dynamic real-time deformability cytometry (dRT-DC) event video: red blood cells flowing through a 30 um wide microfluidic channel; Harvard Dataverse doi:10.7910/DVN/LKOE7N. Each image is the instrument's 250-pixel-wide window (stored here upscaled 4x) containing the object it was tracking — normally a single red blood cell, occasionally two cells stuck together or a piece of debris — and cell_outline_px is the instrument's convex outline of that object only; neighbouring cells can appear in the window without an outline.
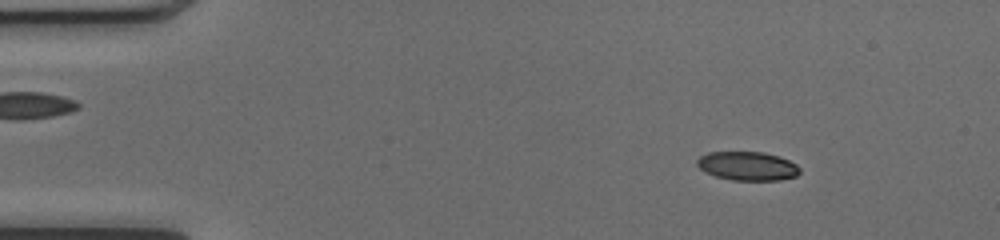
{"species": "common noctule bat (a hibernating species)", "species_latin": "Nyctalus noctula", "temperature_condition": "cold", "stored_images_in_passage": 49, "camera_frame_rate_fps": 3000, "um_per_image_px": 0.085, "animal": {"sex": "female", "body_mass_g": 17.0, "forearm_length_mm": 48.0}, "frame": {"image": 1, "passage_image": 5, "time_ms": 1.333, "image_size_px": [1000, 240], "cell_outline_px": [[800, 172], [796, 176], [780, 180], [732, 180], [716, 176], [704, 172], [696, 164], [696, 160], [700, 156], [708, 152], [764, 152], [780, 156], [796, 164], [800, 168]], "centroid_in_image_um": [63.53, 14.11], "position_along_channel_um": 21.5, "area_um2": 17.34}}
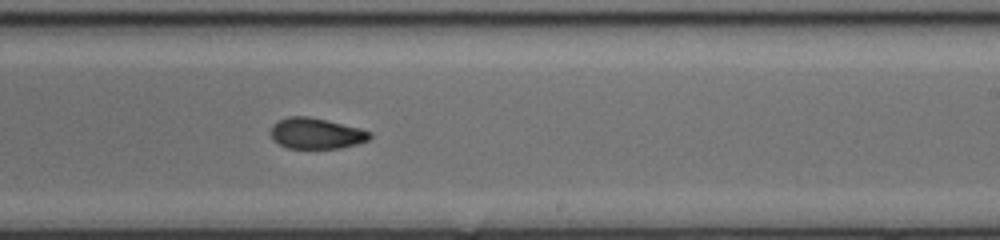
{"frame": {"image": 2, "passage_image": 29, "time_ms": 9.333, "image_size_px": [1000, 240], "cell_outline_px": [[372, 136], [368, 140], [356, 144], [340, 148], [288, 148], [272, 140], [272, 124], [276, 120], [288, 116], [308, 116], [328, 120], [360, 128], [372, 132]], "centroid_in_image_um": [26.87, 11.32], "position_along_channel_um": 262.1, "area_um2": 17.92}}
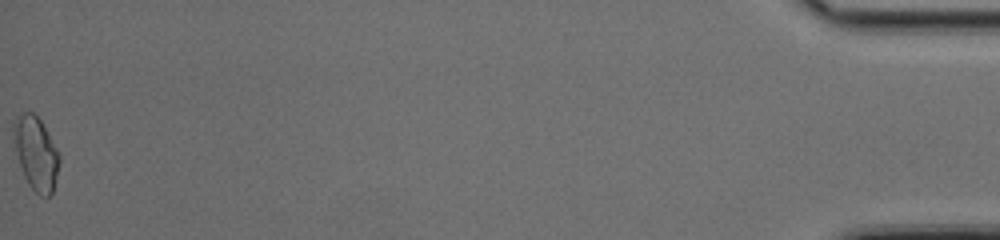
{"frame": {"image": 3, "passage_image": 49, "time_ms": 16.0, "image_size_px": [1000, 240], "cell_outline_px": [[60, 164], [56, 180], [52, 192], [48, 196], [40, 196], [28, 184], [24, 176], [12, 140], [12, 124], [16, 116], [20, 112], [32, 112], [40, 120], [56, 148], [60, 156]], "centroid_in_image_um": [3.03, 13.01], "position_along_channel_um": 432.2, "area_um2": 19.59}, "authors_computed_cell_mechanics": {"area_um2": 18.207, "velocity_mm_per_s": 4.1141, "shape_relaxation_time_tau1_ms": 10.7197, "shape_relaxation_time_tau2_ms": 2.7623, "deformation_change_tau1": 0.2502, "deformation_change_tau2": 0.0725}}